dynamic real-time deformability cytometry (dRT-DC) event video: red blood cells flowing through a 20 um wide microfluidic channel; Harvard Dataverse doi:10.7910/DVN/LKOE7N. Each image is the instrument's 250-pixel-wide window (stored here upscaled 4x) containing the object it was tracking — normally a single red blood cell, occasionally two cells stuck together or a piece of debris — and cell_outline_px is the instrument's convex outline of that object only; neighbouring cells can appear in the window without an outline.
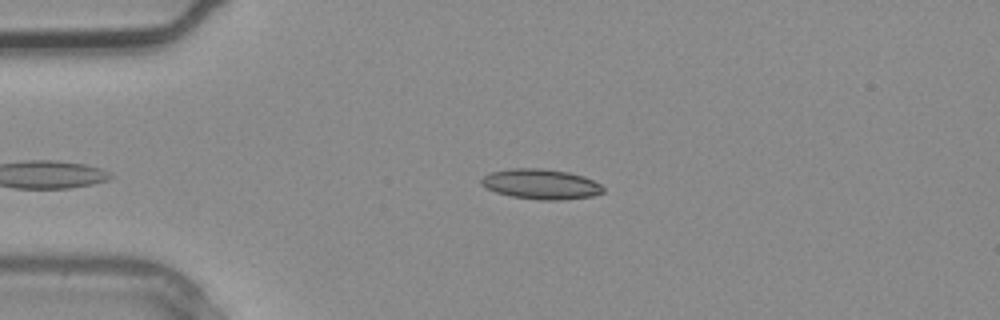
{"species": "common noctule bat (a hibernating species)", "species_latin": "Nyctalus noctula", "temperature_condition": "warm", "stored_images_in_passage": 4, "camera_frame_rate_fps": 3000, "um_per_image_px": 0.085, "animal": {"sex": "male", "body_mass_g": 20.4}, "frame": {"image": 1, "passage_image": 3, "time_ms": 0.667, "image_size_px": [1000, 320], "cell_outline_px": [[604, 192], [592, 196], [560, 200], [540, 200], [512, 196], [496, 192], [480, 184], [480, 180], [484, 176], [492, 172], [508, 168], [540, 168], [568, 172], [584, 176], [600, 184], [604, 188]], "centroid_in_image_um": [45.98, 15.64], "position_along_channel_um": 39.0, "area_um2": 21.33}}